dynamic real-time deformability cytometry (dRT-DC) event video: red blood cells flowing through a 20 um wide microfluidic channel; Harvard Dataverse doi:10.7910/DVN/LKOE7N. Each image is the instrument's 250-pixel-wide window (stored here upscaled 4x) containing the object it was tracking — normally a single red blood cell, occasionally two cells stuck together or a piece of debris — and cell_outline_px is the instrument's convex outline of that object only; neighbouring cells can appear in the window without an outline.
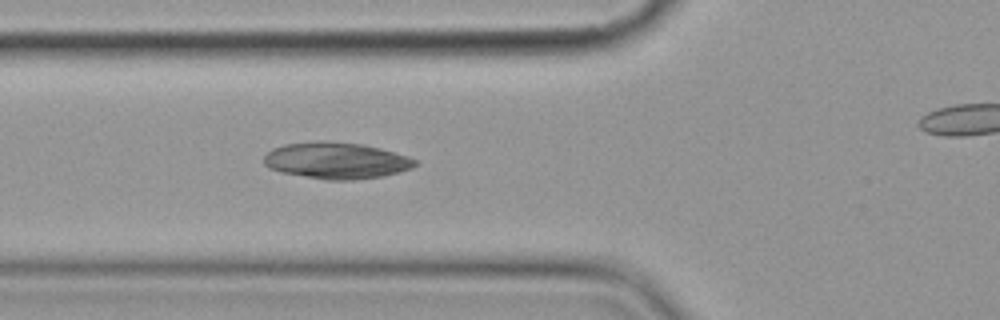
{"species": "common noctule bat (a hibernating species)", "species_latin": "Nyctalus noctula", "temperature_condition": "cold", "stored_images_in_passage": 7, "segment_of_instrument_passage": [1, 2], "camera_frame_rate_fps": 3000, "um_per_image_px": 0.085, "animal": {"sex": "female", "body_mass_g": 19.9}, "frame": {"image": 1, "passage_image": 6, "time_ms": 6.0, "image_size_px": [1000, 320], "cell_outline_px": [[420, 164], [412, 168], [400, 172], [380, 176], [352, 180], [328, 180], [280, 172], [268, 168], [264, 164], [264, 156], [272, 148], [284, 144], [324, 140], [364, 144], [380, 148], [408, 156], [416, 160]], "centroid_in_image_um": [28.59, 13.64], "position_along_channel_um": 97.2, "area_um2": 32.31}}